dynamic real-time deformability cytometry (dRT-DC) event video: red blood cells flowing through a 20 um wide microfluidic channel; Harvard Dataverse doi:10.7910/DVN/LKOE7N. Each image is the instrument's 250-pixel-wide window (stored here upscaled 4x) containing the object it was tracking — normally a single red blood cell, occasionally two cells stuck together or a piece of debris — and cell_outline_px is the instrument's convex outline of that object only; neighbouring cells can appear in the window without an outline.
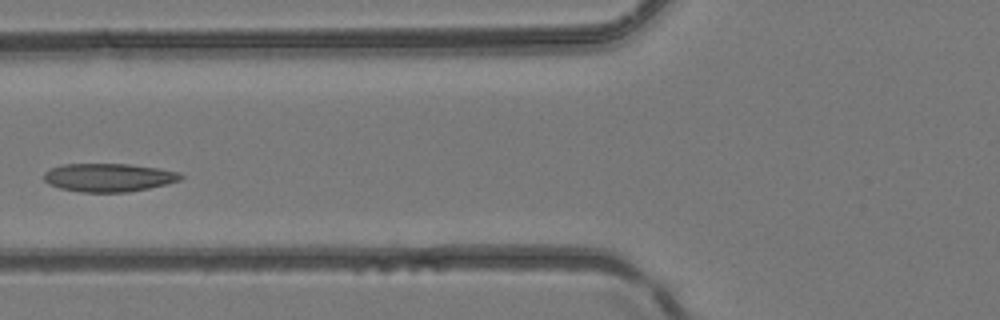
{"species": "common noctule bat (a hibernating species)", "species_latin": "Nyctalus noctula", "temperature_condition": "room temperature", "stored_images_in_passage": 4, "camera_frame_rate_fps": 3000, "um_per_image_px": 0.085, "animal": {"sex": "female", "body_mass_g": 24.6, "forearm_length_mm": 56.2}, "frame": {"image": 1, "passage_image": 4, "time_ms": 1.0, "image_size_px": [1000, 320], "cell_outline_px": [[184, 176], [180, 180], [168, 184], [128, 192], [80, 192], [60, 188], [48, 184], [44, 180], [44, 172], [52, 168], [64, 164], [128, 164], [160, 168], [180, 172]], "centroid_in_image_um": [9.26, 15.09], "position_along_channel_um": 116.5, "area_um2": 22.66}}